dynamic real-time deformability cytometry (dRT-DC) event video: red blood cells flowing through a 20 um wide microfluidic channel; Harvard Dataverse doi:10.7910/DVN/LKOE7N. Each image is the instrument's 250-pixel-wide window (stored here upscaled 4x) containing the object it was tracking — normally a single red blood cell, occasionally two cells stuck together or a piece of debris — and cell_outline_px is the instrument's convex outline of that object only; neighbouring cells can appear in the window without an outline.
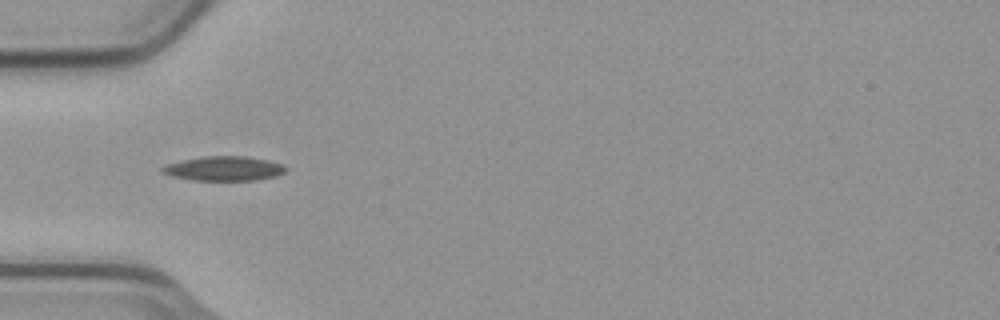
{"species": "common noctule bat (a hibernating species)", "species_latin": "Nyctalus noctula", "temperature_condition": "cold", "stored_images_in_passage": 2, "camera_frame_rate_fps": 3000, "um_per_image_px": 0.085, "animal": {"sex": "male", "body_mass_g": 23.1, "forearm_length_mm": 52.7}, "frame": {"image": 1, "passage_image": 2, "time_ms": 0.333, "image_size_px": [1000, 320], "cell_outline_px": [[288, 168], [284, 172], [276, 176], [256, 180], [192, 180], [172, 176], [160, 172], [160, 168], [168, 164], [184, 160], [204, 156], [248, 156], [284, 164]], "centroid_in_image_um": [19.06, 14.32], "position_along_channel_um": 65.9, "area_um2": 17.57}}